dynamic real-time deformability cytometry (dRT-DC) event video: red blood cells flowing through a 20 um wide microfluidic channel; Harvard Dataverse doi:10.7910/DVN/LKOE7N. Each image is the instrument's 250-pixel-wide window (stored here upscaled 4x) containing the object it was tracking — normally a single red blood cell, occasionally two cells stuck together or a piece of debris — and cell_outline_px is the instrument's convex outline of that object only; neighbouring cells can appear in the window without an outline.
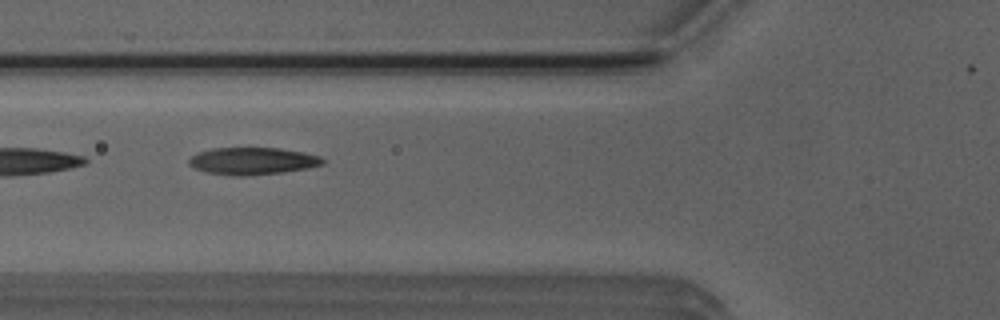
{"species": "Egyptian fruit bat (a non-hibernating species)", "species_latin": "Rousettus aegyptiacus", "temperature_condition": "room temperature", "stored_images_in_passage": 8, "camera_frame_rate_fps": 3000, "um_per_image_px": 0.085, "animal": {"sex": "male"}, "frame": {"image": 1, "passage_image": 4, "time_ms": 1.0, "image_size_px": [1000, 320], "cell_outline_px": [[324, 164], [308, 168], [284, 172], [240, 176], [232, 176], [208, 172], [196, 168], [188, 164], [188, 160], [192, 156], [200, 152], [212, 148], [280, 148], [304, 152], [320, 156], [324, 160]], "centroid_in_image_um": [21.5, 13.68], "position_along_channel_um": 104.3, "area_um2": 21.1}}